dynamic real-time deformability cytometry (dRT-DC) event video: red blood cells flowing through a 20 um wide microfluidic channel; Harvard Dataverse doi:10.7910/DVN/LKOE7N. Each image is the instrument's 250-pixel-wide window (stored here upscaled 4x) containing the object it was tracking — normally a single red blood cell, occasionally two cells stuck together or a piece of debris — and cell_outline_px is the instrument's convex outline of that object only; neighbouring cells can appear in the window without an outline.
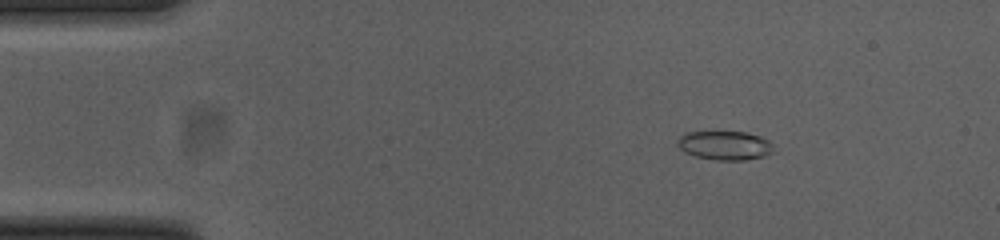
{"species": "common noctule bat (a hibernating species)", "species_latin": "Nyctalus noctula", "temperature_condition": "cold", "stored_images_in_passage": 52, "camera_frame_rate_fps": 3000, "um_per_image_px": 0.085, "animal": {"sex": "female", "body_mass_g": 23.0, "forearm_length_mm": 53.4}, "frame": {"image": 1, "passage_image": 5, "time_ms": 1.333, "image_size_px": [1000, 240], "cell_outline_px": [[776, 152], [768, 156], [744, 160], [716, 160], [696, 156], [684, 152], [676, 144], [680, 136], [688, 132], [744, 132], [760, 136], [768, 140], [772, 144]], "centroid_in_image_um": [61.66, 12.37], "position_along_channel_um": 23.3, "area_um2": 16.36}}
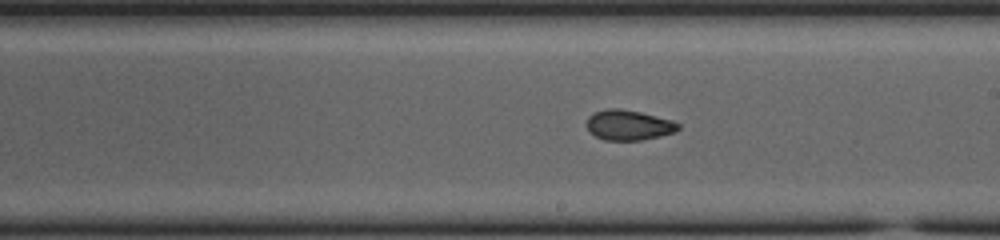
{"frame": {"image": 2, "passage_image": 28, "time_ms": 9.0, "image_size_px": [1000, 240], "cell_outline_px": [[680, 128], [676, 132], [660, 136], [640, 140], [604, 140], [588, 132], [588, 116], [596, 112], [608, 108], [620, 108], [640, 112], [672, 120], [680, 124]], "centroid_in_image_um": [53.45, 10.63], "position_along_channel_um": 235.5, "area_um2": 16.07}}
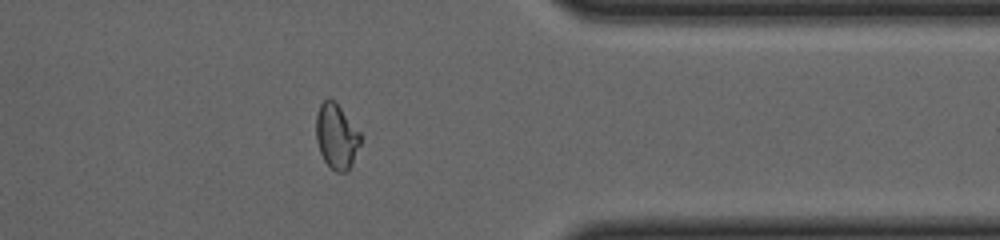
{"frame": {"image": 3, "passage_image": 41, "time_ms": 13.333, "image_size_px": [1000, 240], "cell_outline_px": [[360, 144], [352, 164], [348, 172], [336, 172], [324, 160], [320, 152], [316, 140], [316, 112], [320, 104], [324, 100], [332, 100], [340, 108], [360, 132]], "centroid_in_image_um": [28.59, 11.62], "position_along_channel_um": 382.8, "area_um2": 16.59}, "authors_computed_cell_mechanics": {"area_um2": 16.5597, "velocity_mm_per_s": 3.7031, "shape_relaxation_time_tau1_ms": null, "shape_relaxation_time_tau2_ms": 2.0756, "deformation_change_tau1": null, "deformation_change_tau2": 0.0683}}